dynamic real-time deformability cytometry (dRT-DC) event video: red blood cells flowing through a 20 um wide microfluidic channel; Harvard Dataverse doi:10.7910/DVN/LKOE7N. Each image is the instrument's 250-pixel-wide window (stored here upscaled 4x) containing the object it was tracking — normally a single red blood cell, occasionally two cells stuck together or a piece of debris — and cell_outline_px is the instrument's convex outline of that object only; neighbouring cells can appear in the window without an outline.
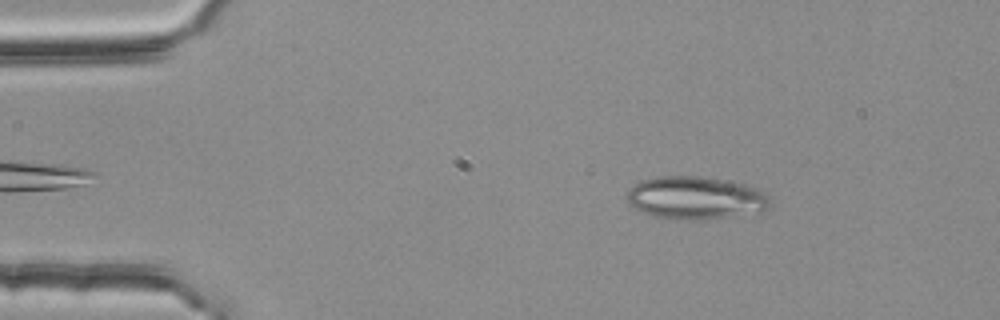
{"species": "common noctule bat (a hibernating species)", "species_latin": "Nyctalus noctula", "temperature_condition": "room temperature", "stored_images_in_passage": 47, "camera_frame_rate_fps": 3000, "um_per_image_px": 0.085, "animal": {"sex": "female", "body_mass_g": 25.1}, "frame": {"image": 1, "passage_image": 2, "time_ms": 0.333, "image_size_px": [1000, 320], "cell_outline_px": [[768, 204], [764, 212], [736, 216], [692, 220], [672, 220], [656, 216], [644, 212], [628, 204], [628, 192], [640, 180], [656, 176], [700, 176], [744, 184], [756, 188], [764, 192], [768, 196]], "centroid_in_image_um": [59.13, 16.83], "position_along_channel_um": 25.9, "area_um2": 35.6}}
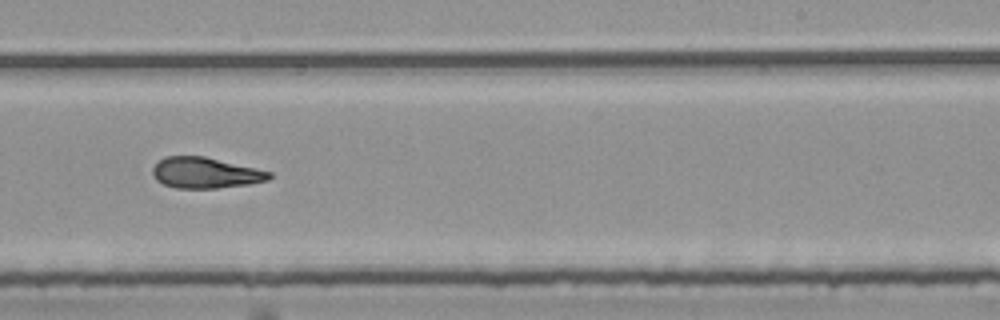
{"frame": {"image": 2, "passage_image": 27, "time_ms": 8.667, "image_size_px": [1000, 320], "cell_outline_px": [[272, 176], [268, 180], [248, 184], [216, 188], [176, 188], [164, 184], [156, 180], [152, 176], [152, 168], [164, 156], [204, 156], [256, 168], [272, 172]], "centroid_in_image_um": [17.44, 14.69], "position_along_channel_um": 271.6, "area_um2": 20.92}}
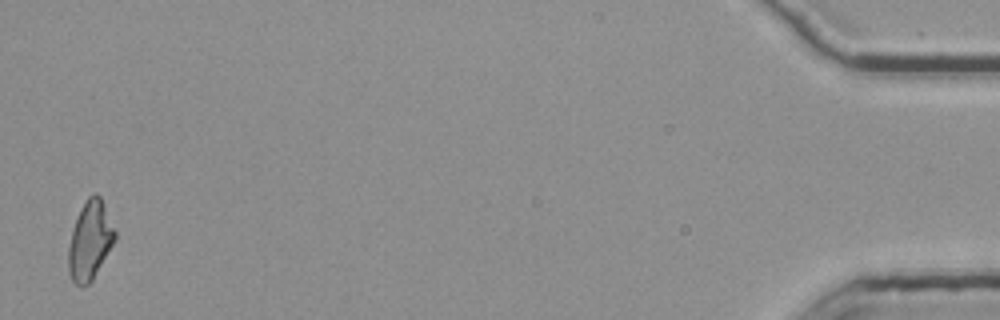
{"frame": {"image": 3, "passage_image": 47, "time_ms": 15.333, "image_size_px": [1000, 320], "cell_outline_px": [[116, 240], [92, 280], [88, 284], [80, 288], [72, 280], [68, 272], [68, 248], [72, 232], [80, 208], [88, 196], [96, 192], [100, 196], [104, 204], [116, 232]], "centroid_in_image_um": [7.65, 20.45], "position_along_channel_um": 427.5, "area_um2": 21.33}, "authors_computed_cell_mechanics": {"area_um2": 21.3282, "velocity_mm_per_s": 3.7731, "shape_relaxation_time_tau1_ms": null, "shape_relaxation_time_tau2_ms": 3.8361, "deformation_change_tau1": null, "deformation_change_tau2": 0.1195}}